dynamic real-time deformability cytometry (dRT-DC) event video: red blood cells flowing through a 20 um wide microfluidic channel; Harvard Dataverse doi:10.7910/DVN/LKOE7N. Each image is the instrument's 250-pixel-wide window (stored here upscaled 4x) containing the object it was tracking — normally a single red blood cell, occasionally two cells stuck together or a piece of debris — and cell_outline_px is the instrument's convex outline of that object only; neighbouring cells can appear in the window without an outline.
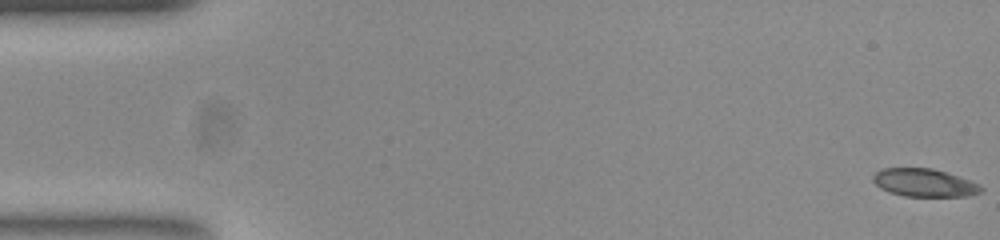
{"species": "common noctule bat (a hibernating species)", "species_latin": "Nyctalus noctula", "temperature_condition": "room temperature", "stored_images_in_passage": 53, "camera_frame_rate_fps": 3000, "um_per_image_px": 0.085, "animal": {"sex": "female", "body_mass_g": 23.0, "forearm_length_mm": 53.4}, "frame": {"image": 1, "passage_image": 1, "time_ms": 0.0, "image_size_px": [1000, 240], "cell_outline_px": [[984, 192], [968, 196], [904, 196], [888, 192], [880, 188], [872, 180], [872, 176], [876, 172], [884, 168], [932, 168], [980, 184], [984, 188]], "centroid_in_image_um": [78.57, 15.54], "position_along_channel_um": 6.4, "area_um2": 17.57}}
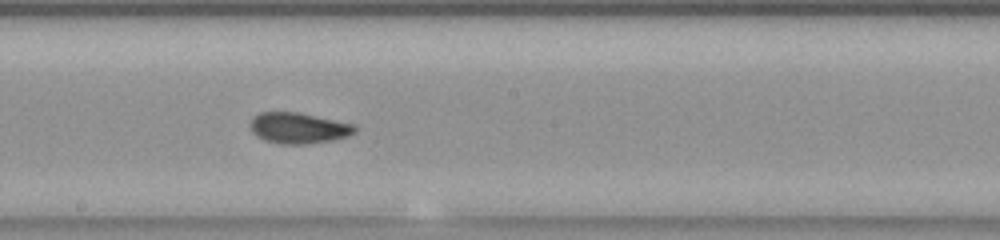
{"frame": {"image": 2, "passage_image": 29, "time_ms": 9.333, "image_size_px": [1000, 240], "cell_outline_px": [[356, 132], [348, 136], [332, 140], [308, 144], [280, 144], [264, 140], [256, 136], [252, 132], [248, 124], [252, 116], [260, 112], [300, 112], [356, 124]], "centroid_in_image_um": [25.35, 10.87], "position_along_channel_um": 222.8, "area_um2": 19.25}}
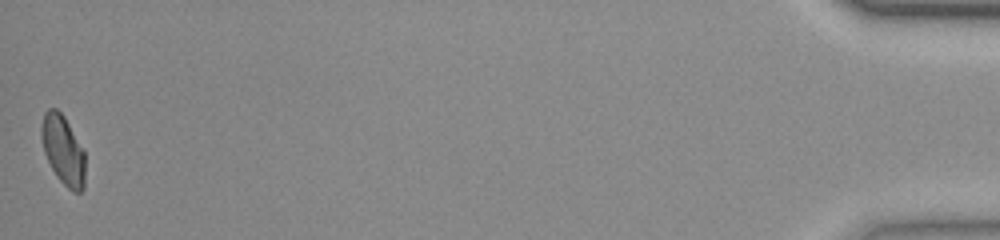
{"frame": {"image": 3, "passage_image": 53, "time_ms": 17.333, "image_size_px": [1000, 240], "cell_outline_px": [[84, 188], [80, 192], [72, 192], [56, 176], [44, 152], [40, 136], [40, 128], [44, 112], [48, 108], [56, 108], [64, 116], [84, 152]], "centroid_in_image_um": [5.33, 12.74], "position_along_channel_um": 429.9, "area_um2": 17.51}, "authors_computed_cell_mechanics": {"area_um2": 18.496, "velocity_mm_per_s": 3.8525, "shape_relaxation_time_tau1_ms": 6.9646, "shape_relaxation_time_tau2_ms": 1.2756, "deformation_change_tau1": 0.1351, "deformation_change_tau2": 0.0497}}